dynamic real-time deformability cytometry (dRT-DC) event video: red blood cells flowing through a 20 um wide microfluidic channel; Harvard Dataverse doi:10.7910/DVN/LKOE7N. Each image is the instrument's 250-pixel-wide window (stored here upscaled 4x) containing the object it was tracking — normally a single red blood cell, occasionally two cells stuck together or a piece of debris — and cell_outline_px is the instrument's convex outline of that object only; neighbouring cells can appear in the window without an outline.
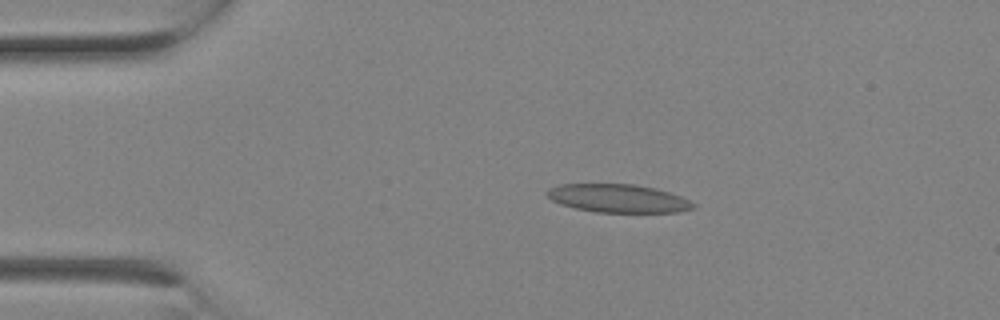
{"species": "Egyptian fruit bat (a non-hibernating species)", "species_latin": "Rousettus aegyptiacus", "temperature_condition": "room temperature", "stored_images_in_passage": 2, "camera_frame_rate_fps": 3000, "um_per_image_px": 0.085, "animal": {"sex": "female"}, "frame": {"image": 1, "passage_image": 2, "time_ms": 0.333, "image_size_px": [1000, 320], "cell_outline_px": [[696, 208], [680, 212], [596, 212], [576, 208], [560, 204], [552, 200], [544, 192], [548, 188], [560, 184], [636, 184], [656, 188], [680, 196], [696, 204]], "centroid_in_image_um": [52.54, 16.86], "position_along_channel_um": 32.5, "area_um2": 24.16}}